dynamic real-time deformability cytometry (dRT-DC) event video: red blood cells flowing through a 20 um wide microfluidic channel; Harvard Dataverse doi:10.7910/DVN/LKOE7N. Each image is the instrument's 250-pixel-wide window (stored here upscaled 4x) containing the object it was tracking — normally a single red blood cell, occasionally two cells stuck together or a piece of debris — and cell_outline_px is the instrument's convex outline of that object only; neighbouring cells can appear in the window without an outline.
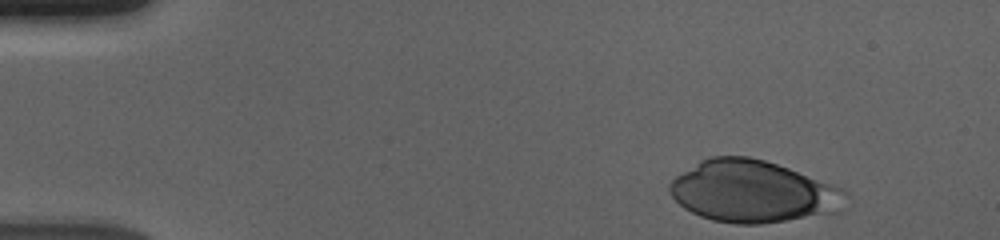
{"species": "human", "species_latin": "Homo sapiens", "temperature_condition": "cold", "stored_images_in_passage": 41, "camera_frame_rate_fps": 3000, "um_per_image_px": 0.085, "donor": {"sex": "male"}, "frame": {"image": 1, "passage_image": 1, "time_ms": 0.0, "image_size_px": [1000, 240], "cell_outline_px": [[848, 208], [840, 212], [760, 224], [736, 224], [712, 220], [700, 216], [684, 208], [668, 192], [668, 184], [676, 176], [700, 160], [712, 156], [748, 156], [764, 160], [788, 168], [840, 188], [848, 192]], "centroid_in_image_um": [64.02, 16.29], "position_along_channel_um": 21.0, "area_um2": 63.64}}